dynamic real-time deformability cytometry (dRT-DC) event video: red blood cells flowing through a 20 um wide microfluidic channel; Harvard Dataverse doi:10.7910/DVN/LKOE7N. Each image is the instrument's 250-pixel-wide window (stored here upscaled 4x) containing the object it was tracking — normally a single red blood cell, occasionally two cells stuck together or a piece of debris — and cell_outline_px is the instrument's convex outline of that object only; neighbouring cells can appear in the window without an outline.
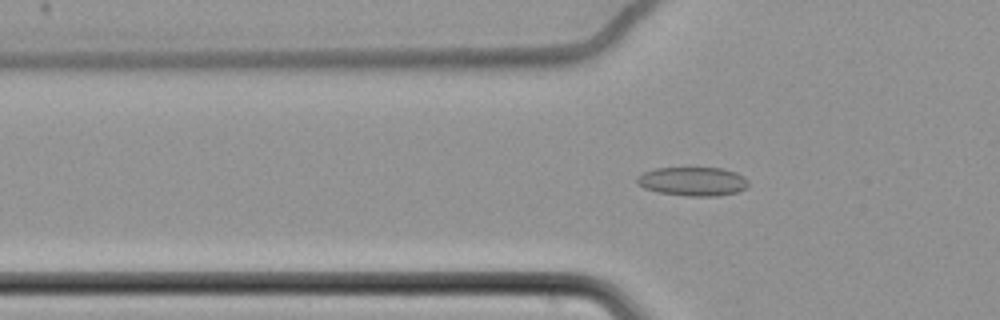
{"species": "common noctule bat (a hibernating species)", "species_latin": "Nyctalus noctula", "temperature_condition": "cold", "stored_images_in_passage": 56, "camera_frame_rate_fps": 3000, "um_per_image_px": 0.085, "animal": {"sex": "female", "body_mass_g": 22.7, "forearm_length_mm": 54.2}, "frame": {"image": 1, "passage_image": 20, "time_ms": 6.333, "image_size_px": [1000, 320], "cell_outline_px": [[748, 188], [736, 192], [720, 196], [684, 196], [656, 192], [644, 188], [636, 180], [636, 176], [644, 172], [656, 168], [720, 168], [736, 172], [744, 176], [748, 180]], "centroid_in_image_um": [58.9, 15.43], "position_along_channel_um": 66.9, "area_um2": 18.9}}
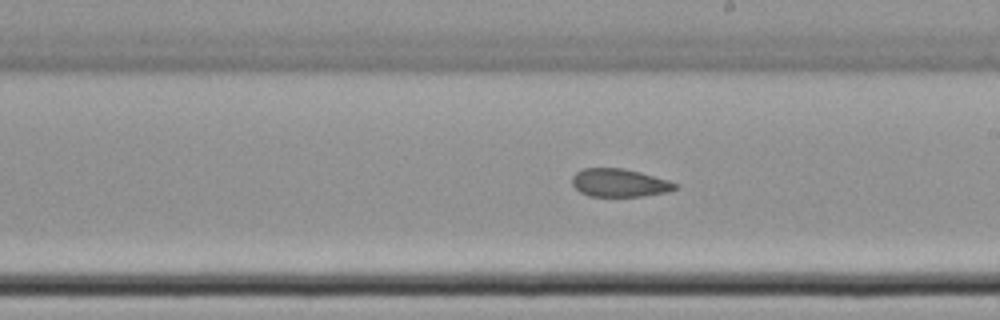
{"frame": {"image": 2, "passage_image": 35, "time_ms": 11.333, "image_size_px": [1000, 320], "cell_outline_px": [[680, 188], [668, 192], [640, 196], [588, 196], [580, 192], [572, 184], [572, 176], [576, 172], [584, 168], [624, 168], [640, 172], [668, 180], [680, 184]], "centroid_in_image_um": [52.68, 15.54], "position_along_channel_um": 236.3, "area_um2": 16.99}}
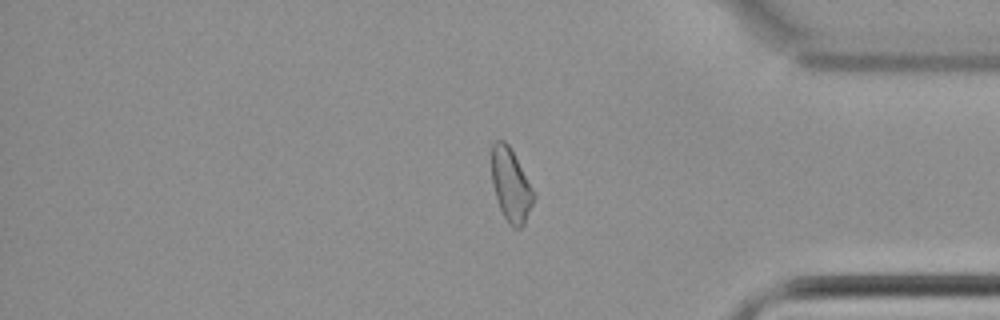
{"frame": {"image": 3, "passage_image": 50, "time_ms": 16.333, "image_size_px": [1000, 320], "cell_outline_px": [[536, 196], [524, 224], [520, 228], [512, 228], [508, 224], [500, 208], [492, 184], [492, 144], [496, 140], [504, 140], [508, 144], [532, 188]], "centroid_in_image_um": [43.42, 15.76], "position_along_channel_um": 391.8, "area_um2": 17.63}}